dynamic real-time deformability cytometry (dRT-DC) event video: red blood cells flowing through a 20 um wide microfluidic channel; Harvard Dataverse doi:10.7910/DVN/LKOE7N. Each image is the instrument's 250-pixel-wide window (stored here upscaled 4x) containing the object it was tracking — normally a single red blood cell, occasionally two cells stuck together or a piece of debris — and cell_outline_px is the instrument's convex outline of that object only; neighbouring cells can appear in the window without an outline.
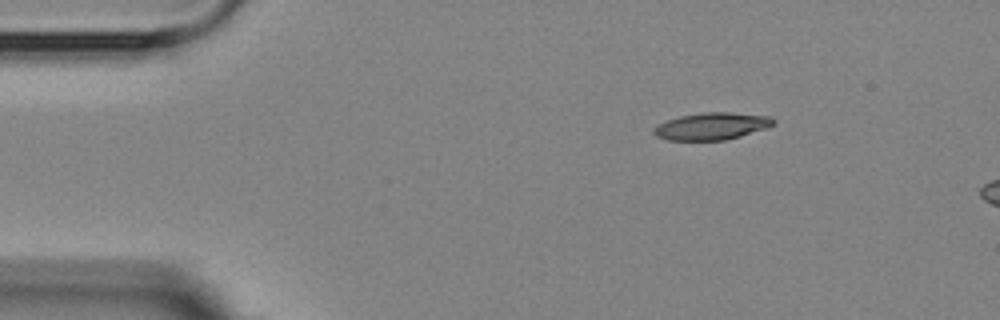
{"species": "Egyptian fruit bat (a non-hibernating species)", "species_latin": "Rousettus aegyptiacus", "temperature_condition": "room temperature", "stored_images_in_passage": 3, "camera_frame_rate_fps": 3000, "um_per_image_px": 0.085, "animal": {"sex": "female"}, "frame": {"image": 1, "passage_image": 1, "time_ms": 0.0, "image_size_px": [1000, 320], "cell_outline_px": [[776, 124], [768, 128], [740, 136], [724, 140], [668, 140], [656, 136], [652, 132], [652, 128], [668, 120], [680, 116], [704, 112], [728, 112], [772, 116], [776, 120]], "centroid_in_image_um": [60.55, 10.72], "position_along_channel_um": 24.5, "area_um2": 19.02}}